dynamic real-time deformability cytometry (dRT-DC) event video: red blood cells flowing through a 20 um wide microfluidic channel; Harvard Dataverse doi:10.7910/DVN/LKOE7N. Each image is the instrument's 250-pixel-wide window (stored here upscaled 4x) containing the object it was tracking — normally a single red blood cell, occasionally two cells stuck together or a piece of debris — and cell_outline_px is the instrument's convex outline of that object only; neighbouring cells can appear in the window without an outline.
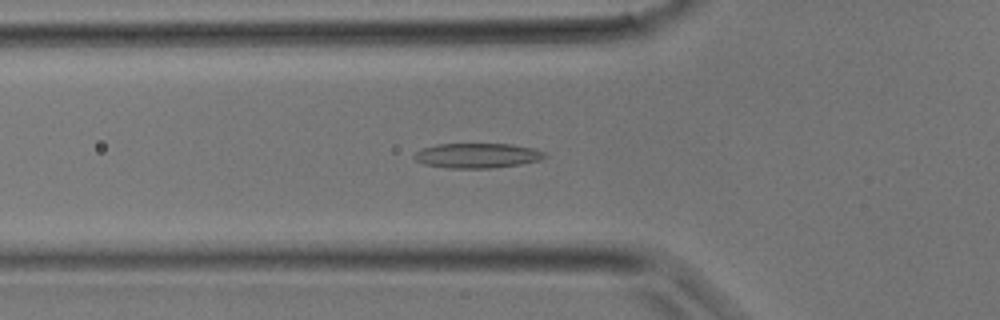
{"species": "common noctule bat (a hibernating species)", "species_latin": "Nyctalus noctula", "temperature_condition": "room temperature", "stored_images_in_passage": 28, "camera_frame_rate_fps": 3000, "um_per_image_px": 0.085, "animal": {"sex": "male", "body_mass_g": 17.9}, "frame": {"image": 1, "passage_image": 5, "time_ms": 1.333, "image_size_px": [1000, 320], "cell_outline_px": [[548, 156], [540, 160], [520, 164], [488, 168], [448, 168], [424, 164], [416, 160], [412, 156], [420, 148], [436, 144], [512, 144], [532, 148], [544, 152]], "centroid_in_image_um": [40.54, 13.22], "position_along_channel_um": 85.3, "area_um2": 18.9}}
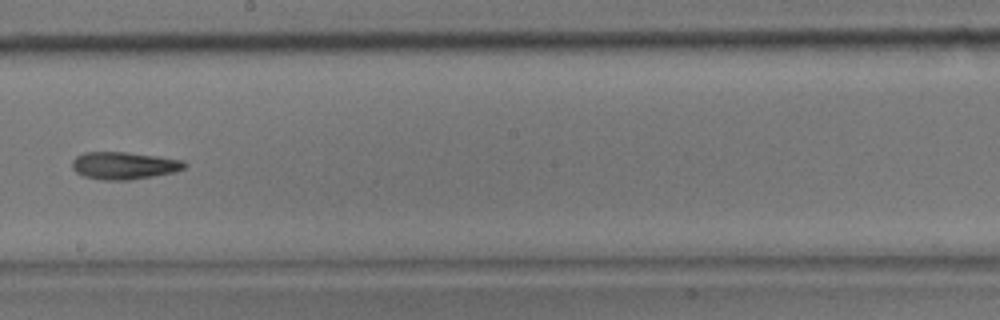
{"frame": {"image": 2, "passage_image": 13, "time_ms": 4.0, "image_size_px": [1000, 320], "cell_outline_px": [[188, 164], [184, 168], [172, 172], [152, 176], [128, 180], [104, 180], [84, 176], [76, 172], [72, 168], [72, 160], [76, 156], [84, 152], [124, 152], [156, 156], [184, 160]], "centroid_in_image_um": [10.52, 14.07], "position_along_channel_um": 237.7, "area_um2": 17.8}}
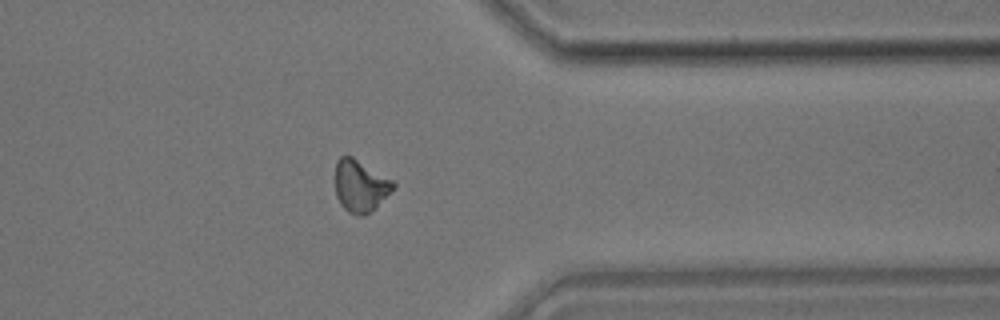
{"frame": {"image": 3, "passage_image": 21, "time_ms": 6.667, "image_size_px": [1000, 320], "cell_outline_px": [[396, 184], [364, 216], [356, 216], [348, 212], [340, 204], [336, 196], [336, 160], [340, 156], [352, 156], [392, 180]], "centroid_in_image_um": [30.56, 15.78], "position_along_channel_um": 380.8, "area_um2": 16.99}}